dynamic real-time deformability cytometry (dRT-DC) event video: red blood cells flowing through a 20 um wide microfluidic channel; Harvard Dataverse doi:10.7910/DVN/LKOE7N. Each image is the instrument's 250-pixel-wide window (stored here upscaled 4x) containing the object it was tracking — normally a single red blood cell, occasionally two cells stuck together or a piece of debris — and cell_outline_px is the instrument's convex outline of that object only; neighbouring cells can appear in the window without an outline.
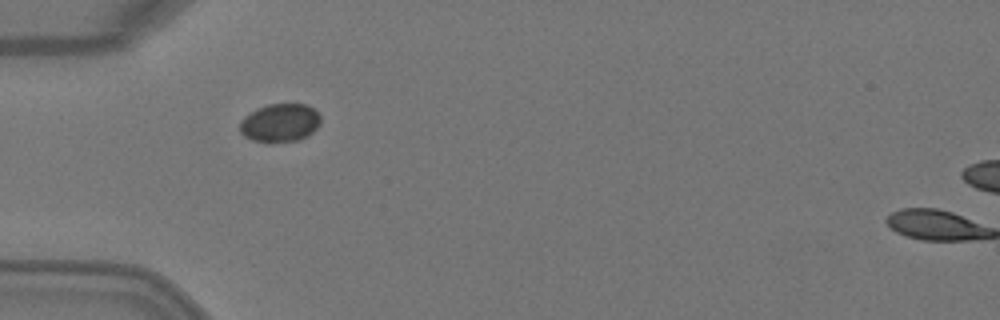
{"species": "Egyptian fruit bat (a non-hibernating species)", "species_latin": "Rousettus aegyptiacus", "temperature_condition": "warm", "stored_images_in_passage": 2, "camera_frame_rate_fps": 3000, "um_per_image_px": 0.085, "animal": {"sex": "female"}, "frame": {"image": 1, "passage_image": 2, "time_ms": 0.333, "image_size_px": [1000, 320], "cell_outline_px": [[320, 124], [308, 136], [300, 140], [268, 144], [252, 140], [244, 136], [240, 132], [240, 120], [244, 116], [256, 108], [268, 104], [308, 104], [320, 116]], "centroid_in_image_um": [23.77, 10.46], "position_along_channel_um": 61.2, "area_um2": 18.44}}